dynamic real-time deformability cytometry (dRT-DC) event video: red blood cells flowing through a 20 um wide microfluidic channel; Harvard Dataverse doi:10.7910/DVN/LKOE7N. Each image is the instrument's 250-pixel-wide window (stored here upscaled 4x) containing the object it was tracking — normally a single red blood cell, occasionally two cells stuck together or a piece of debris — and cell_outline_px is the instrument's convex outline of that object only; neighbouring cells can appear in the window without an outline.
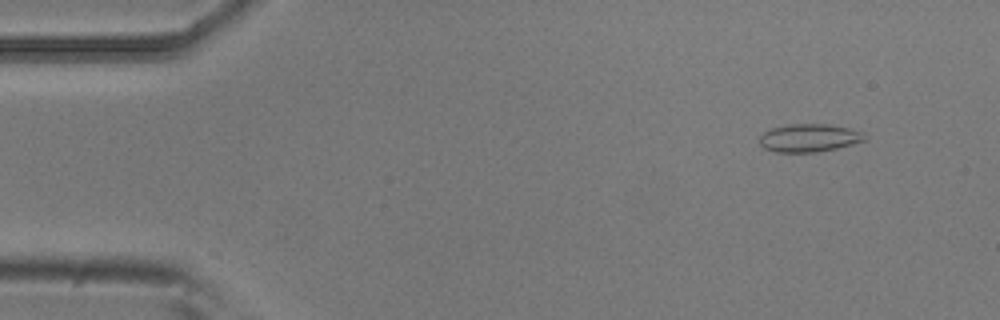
{"species": "common noctule bat (a hibernating species)", "species_latin": "Nyctalus noctula", "temperature_condition": "room temperature", "stored_images_in_passage": 4, "camera_frame_rate_fps": 3000, "um_per_image_px": 0.085, "animal": {"sex": "male", "body_mass_g": 20.5, "forearm_length_mm": 52.5}, "frame": {"image": 1, "passage_image": 1, "time_ms": 0.0, "image_size_px": [1000, 320], "cell_outline_px": [[868, 140], [836, 148], [816, 152], [776, 152], [764, 148], [760, 144], [760, 136], [764, 132], [772, 128], [788, 124], [828, 124], [848, 128], [860, 132]], "centroid_in_image_um": [68.75, 11.72], "position_along_channel_um": 16.2, "area_um2": 16.99}}
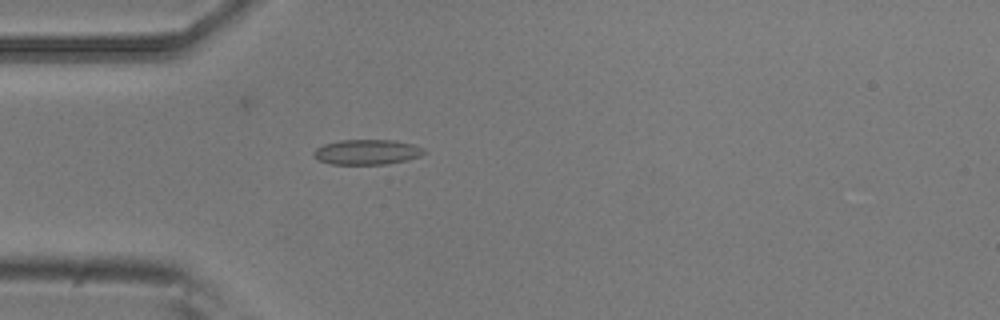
{"frame": {"image": 2, "passage_image": 4, "time_ms": 1.0, "image_size_px": [1000, 320], "cell_outline_px": [[428, 152], [420, 156], [408, 160], [388, 164], [332, 164], [316, 160], [312, 156], [312, 152], [316, 148], [324, 144], [340, 140], [396, 140], [412, 144], [424, 148]], "centroid_in_image_um": [31.19, 12.92], "position_along_channel_um": 53.8, "area_um2": 16.42}}